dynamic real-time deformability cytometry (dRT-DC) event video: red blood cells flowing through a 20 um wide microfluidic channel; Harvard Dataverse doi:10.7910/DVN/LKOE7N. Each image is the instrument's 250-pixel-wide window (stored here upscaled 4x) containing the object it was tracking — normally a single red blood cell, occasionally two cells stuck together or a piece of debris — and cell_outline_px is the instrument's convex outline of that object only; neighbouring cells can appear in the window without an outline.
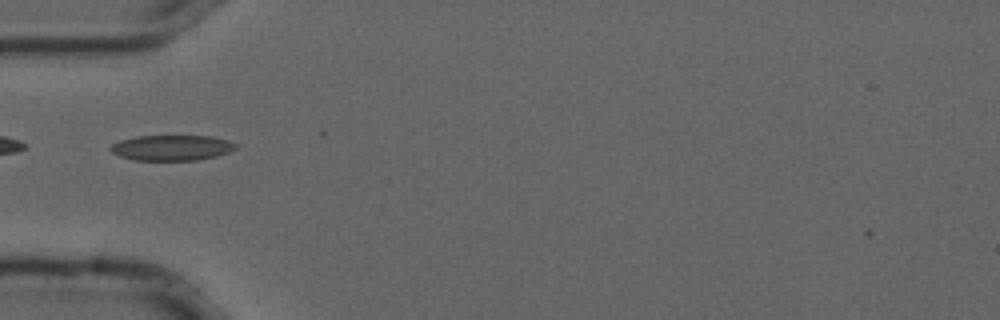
{"species": "common noctule bat (a hibernating species)", "species_latin": "Nyctalus noctula", "temperature_condition": "cold", "stored_images_in_passage": 6, "camera_frame_rate_fps": 3000, "um_per_image_px": 0.085, "animal": {"sex": "male", "forearm_length_mm": 52.5}, "frame": {"image": 1, "passage_image": 1, "time_ms": 0.0, "image_size_px": [1000, 320], "cell_outline_px": [[236, 148], [228, 152], [216, 156], [200, 160], [132, 160], [120, 156], [112, 152], [108, 148], [112, 144], [120, 140], [136, 136], [212, 136], [228, 140], [236, 144]], "centroid_in_image_um": [14.58, 12.56], "position_along_channel_um": 70.4, "area_um2": 18.61}}
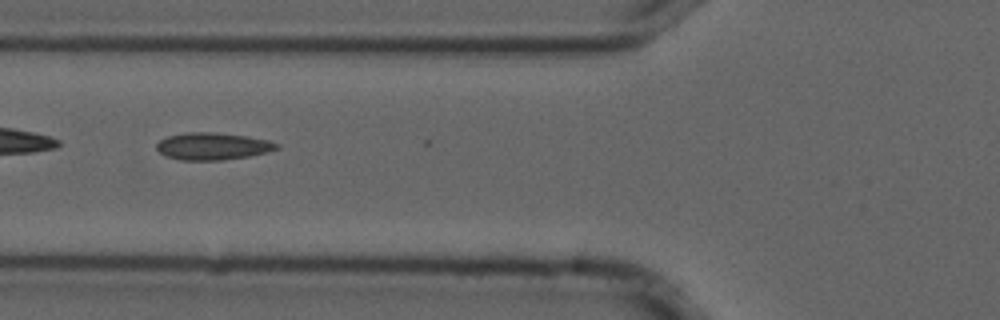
{"frame": {"image": 2, "passage_image": 4, "time_ms": 1.0, "image_size_px": [1000, 320], "cell_outline_px": [[280, 148], [268, 152], [248, 156], [224, 160], [180, 160], [164, 156], [156, 148], [156, 144], [160, 140], [168, 136], [188, 132], [212, 132], [248, 136], [268, 140], [280, 144]], "centroid_in_image_um": [18.09, 12.43], "position_along_channel_um": 107.7, "area_um2": 19.13}}